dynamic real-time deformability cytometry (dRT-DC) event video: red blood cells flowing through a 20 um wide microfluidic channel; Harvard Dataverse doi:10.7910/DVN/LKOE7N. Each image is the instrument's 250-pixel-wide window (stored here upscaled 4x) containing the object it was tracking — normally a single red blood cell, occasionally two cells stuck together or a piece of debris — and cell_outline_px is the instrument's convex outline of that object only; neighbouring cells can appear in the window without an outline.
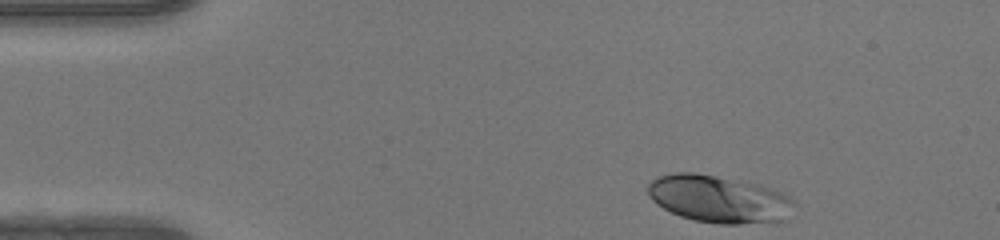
{"species": "human", "species_latin": "Homo sapiens", "temperature_condition": "warm", "stored_images_in_passage": 43, "camera_frame_rate_fps": 3000, "um_per_image_px": 0.085, "donor": {"sex": "female"}, "frame": {"image": 1, "passage_image": 1, "time_ms": 0.0, "image_size_px": [1000, 240], "cell_outline_px": [[796, 204], [788, 220], [780, 224], [720, 224], [696, 220], [680, 216], [664, 208], [652, 200], [648, 196], [648, 184], [656, 176], [676, 172], [696, 172], [760, 184], [780, 192], [796, 200]], "centroid_in_image_um": [61.2, 16.94], "position_along_channel_um": 23.8, "area_um2": 41.27}}
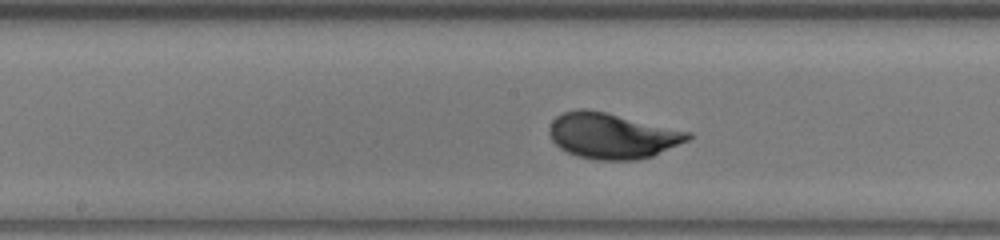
{"frame": {"image": 2, "passage_image": 19, "time_ms": 6.0, "image_size_px": [1000, 240], "cell_outline_px": [[692, 136], [688, 140], [652, 156], [636, 160], [596, 160], [576, 156], [560, 148], [552, 140], [548, 132], [548, 128], [552, 120], [556, 116], [564, 112], [576, 108], [588, 108], [692, 132]], "centroid_in_image_um": [52.0, 11.53], "position_along_channel_um": 196.2, "area_um2": 36.99}}
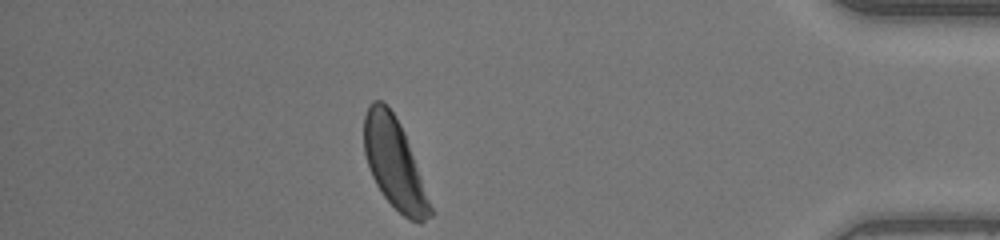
{"frame": {"image": 3, "passage_image": 37, "time_ms": 12.0, "image_size_px": [1000, 240], "cell_outline_px": [[432, 216], [420, 224], [408, 220], [384, 196], [376, 184], [372, 176], [364, 152], [364, 116], [368, 104], [372, 100], [380, 100], [392, 112], [400, 124], [404, 132], [432, 208]], "centroid_in_image_um": [33.5, 13.9], "position_along_channel_um": 401.7, "area_um2": 34.04}, "authors_computed_cell_mechanics": {"area_um2": 35.836, "velocity_mm_per_s": 4.1582, "shape_relaxation_time_tau1_ms": 2.8866, "shape_relaxation_time_tau2_ms": null, "deformation_change_tau1": 0.1731, "deformation_change_tau2": null}}